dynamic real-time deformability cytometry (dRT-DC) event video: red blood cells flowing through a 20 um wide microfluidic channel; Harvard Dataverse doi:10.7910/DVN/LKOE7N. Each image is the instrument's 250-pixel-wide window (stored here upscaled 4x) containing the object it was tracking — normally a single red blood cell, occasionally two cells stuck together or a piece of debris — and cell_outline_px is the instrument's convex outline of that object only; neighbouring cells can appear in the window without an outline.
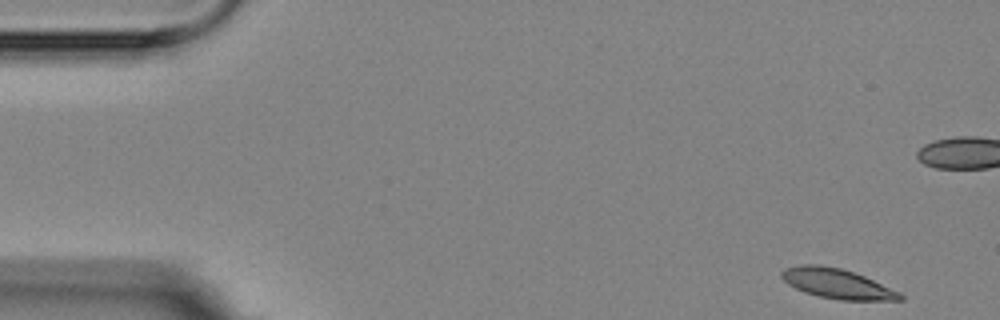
{"species": "Egyptian fruit bat (a non-hibernating species)", "species_latin": "Rousettus aegyptiacus", "temperature_condition": "room temperature", "stored_images_in_passage": 5, "camera_frame_rate_fps": 3000, "um_per_image_px": 0.085, "animal": {"sex": "female"}, "frame": {"image": 1, "passage_image": 1, "time_ms": 0.0, "image_size_px": [1000, 320], "cell_outline_px": [[904, 300], [840, 300], [820, 296], [804, 292], [788, 284], [780, 276], [780, 272], [784, 268], [800, 264], [820, 264], [840, 268], [864, 276], [900, 292], [904, 296]], "centroid_in_image_um": [71.13, 24.1], "position_along_channel_um": 13.9, "area_um2": 20.58}}